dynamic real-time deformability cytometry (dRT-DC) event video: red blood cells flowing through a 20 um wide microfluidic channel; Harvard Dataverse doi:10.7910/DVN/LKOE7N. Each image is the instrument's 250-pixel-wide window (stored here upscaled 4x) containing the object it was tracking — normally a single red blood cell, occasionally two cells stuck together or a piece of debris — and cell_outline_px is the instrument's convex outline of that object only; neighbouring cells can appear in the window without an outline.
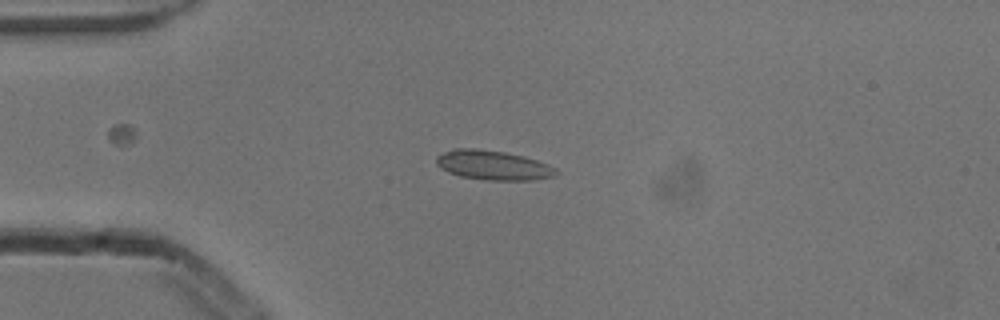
{"species": "common noctule bat (a hibernating species)", "species_latin": "Nyctalus noctula", "temperature_condition": "cold", "stored_images_in_passage": 6, "camera_frame_rate_fps": 3000, "um_per_image_px": 0.085, "animal": {"sex": "male", "body_mass_g": 13.3}, "frame": {"image": 1, "passage_image": 1, "time_ms": 0.0, "image_size_px": [1000, 320], "cell_outline_px": [[556, 176], [532, 180], [488, 180], [460, 176], [448, 172], [440, 168], [436, 164], [436, 156], [452, 148], [476, 148], [504, 152], [524, 156], [548, 164], [556, 168]], "centroid_in_image_um": [41.89, 14.04], "position_along_channel_um": 43.1, "area_um2": 20.63}}
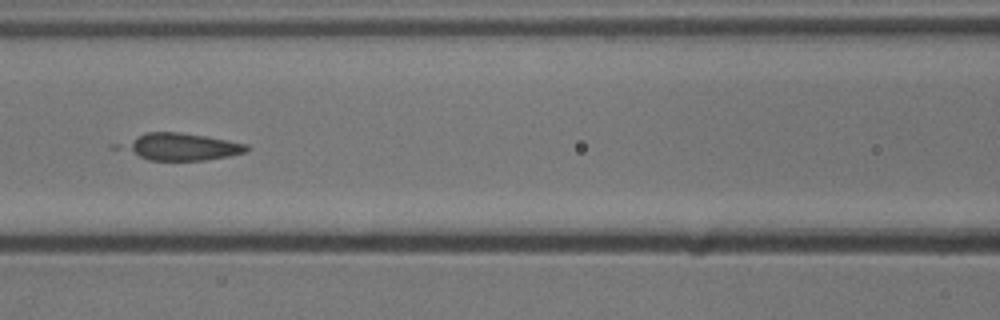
{"frame": {"image": 2, "passage_image": 4, "time_ms": 1.0, "image_size_px": [1000, 320], "cell_outline_px": [[252, 148], [244, 152], [228, 156], [204, 160], [148, 160], [140, 156], [128, 148], [128, 144], [140, 136], [148, 132], [176, 132], [204, 136], [228, 140], [248, 144]], "centroid_in_image_um": [15.64, 12.48], "position_along_channel_um": 151.0, "area_um2": 18.55}}
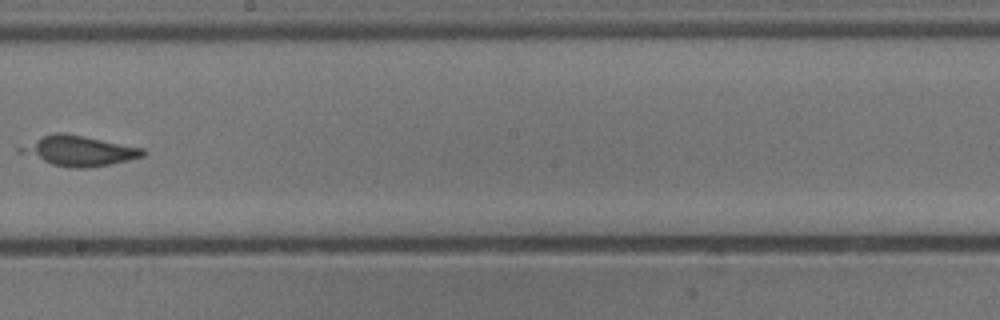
{"frame": {"image": 3, "passage_image": 6, "time_ms": 1.667, "image_size_px": [1000, 320], "cell_outline_px": [[148, 152], [144, 156], [128, 160], [88, 168], [72, 168], [52, 164], [16, 152], [16, 148], [44, 136], [56, 132], [64, 132], [144, 148]], "centroid_in_image_um": [6.71, 12.82], "position_along_channel_um": 241.5, "area_um2": 21.39}}